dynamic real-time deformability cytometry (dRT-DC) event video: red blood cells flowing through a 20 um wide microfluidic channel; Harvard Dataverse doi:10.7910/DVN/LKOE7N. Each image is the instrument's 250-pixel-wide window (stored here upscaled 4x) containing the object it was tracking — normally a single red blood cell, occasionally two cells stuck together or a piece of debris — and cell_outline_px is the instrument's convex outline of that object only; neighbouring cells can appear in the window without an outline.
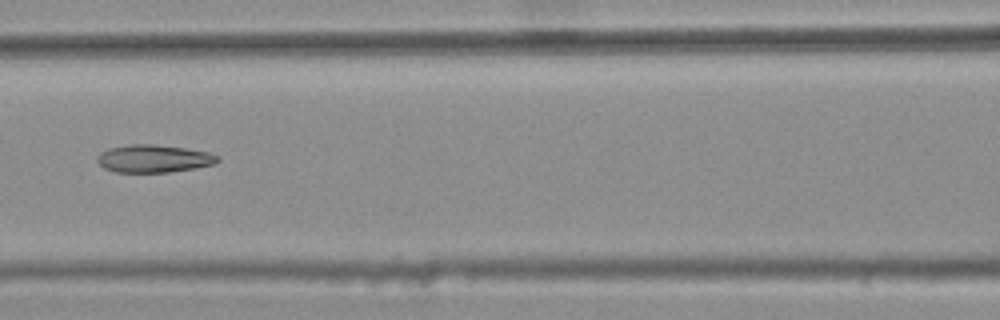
{"species": "common noctule bat (a hibernating species)", "species_latin": "Nyctalus noctula", "temperature_condition": "warm", "stored_images_in_passage": 10, "camera_frame_rate_fps": 3000, "um_per_image_px": 0.085, "animal": {"sex": "female", "body_mass_g": 25.1}, "frame": {"image": 1, "passage_image": 6, "time_ms": 1.667, "image_size_px": [1000, 320], "cell_outline_px": [[220, 160], [216, 164], [196, 168], [168, 172], [116, 172], [104, 168], [96, 160], [100, 152], [108, 148], [128, 144], [152, 144], [184, 148], [208, 152], [220, 156]], "centroid_in_image_um": [13.08, 13.48], "position_along_channel_um": 153.5, "area_um2": 19.54}}
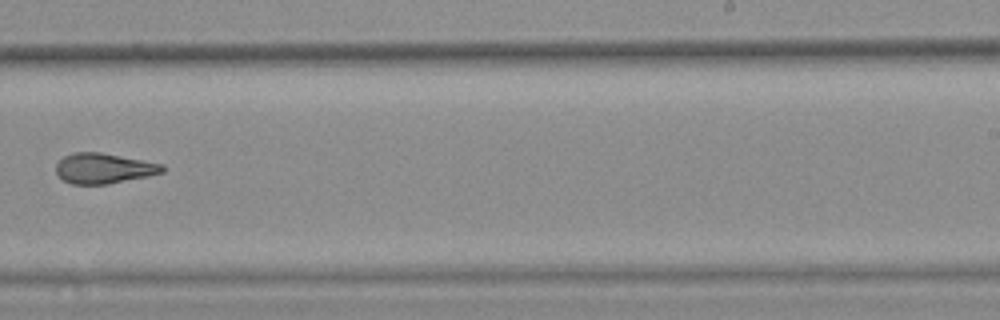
{"frame": {"image": 2, "passage_image": 9, "time_ms": 2.667, "image_size_px": [1000, 320], "cell_outline_px": [[164, 172], [148, 176], [108, 184], [72, 184], [64, 180], [56, 172], [56, 164], [64, 156], [76, 152], [100, 152], [164, 164]], "centroid_in_image_um": [8.83, 14.31], "position_along_channel_um": 280.2, "area_um2": 18.67}}
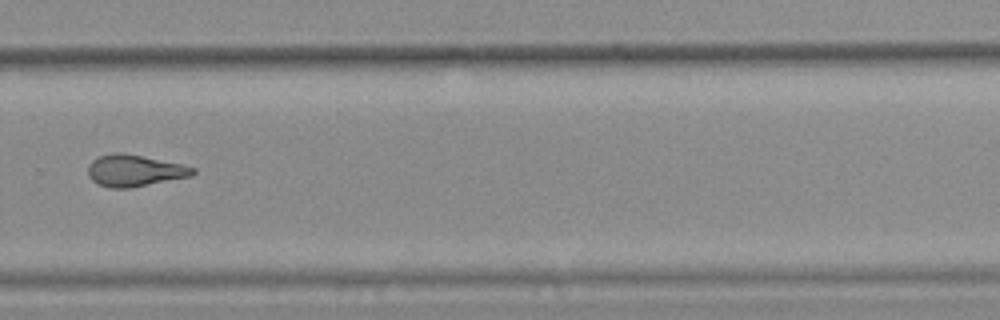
{"frame": {"image": 3, "passage_image": 10, "time_ms": 3.0, "image_size_px": [1000, 320], "cell_outline_px": [[196, 172], [192, 176], [132, 188], [108, 188], [92, 180], [88, 176], [88, 164], [92, 160], [100, 156], [116, 152], [120, 152], [180, 164], [196, 168]], "centroid_in_image_um": [11.43, 14.52], "position_along_channel_um": 318.4, "area_um2": 19.25}}